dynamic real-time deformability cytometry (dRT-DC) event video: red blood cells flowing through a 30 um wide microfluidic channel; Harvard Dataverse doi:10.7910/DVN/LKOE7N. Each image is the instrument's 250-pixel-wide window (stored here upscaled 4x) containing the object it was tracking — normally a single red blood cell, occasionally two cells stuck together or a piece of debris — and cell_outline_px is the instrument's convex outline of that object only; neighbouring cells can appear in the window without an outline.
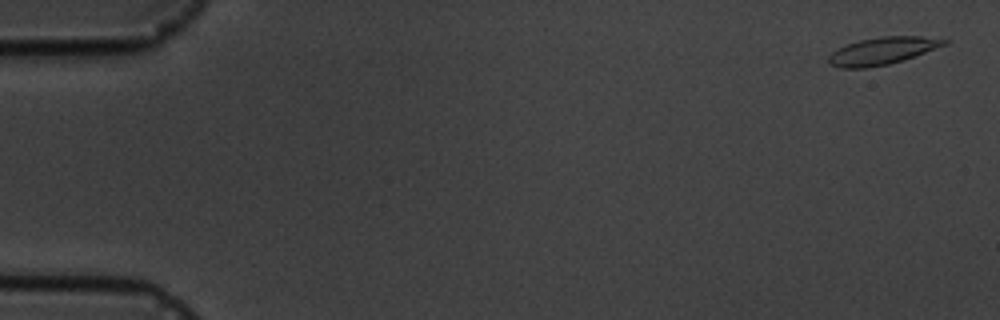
{"species": "common noctule bat (a hibernating species)", "species_latin": "Nyctalus noctula", "temperature_condition": "cold", "stored_images_in_passage": 15, "camera_frame_rate_fps": 3000, "um_per_image_px": 0.085, "animal": {"sex": "male", "body_mass_g": 19.5, "forearm_length_mm": 54.6}, "frame": {"image": 1, "passage_image": 1, "time_ms": 0.0, "image_size_px": [1000, 320], "cell_outline_px": [[952, 40], [948, 44], [904, 60], [888, 64], [868, 68], [840, 68], [828, 64], [828, 56], [836, 48], [860, 40], [880, 36], [920, 36]], "centroid_in_image_um": [75.01, 4.32], "position_along_channel_um": 10.0, "area_um2": 18.61}}
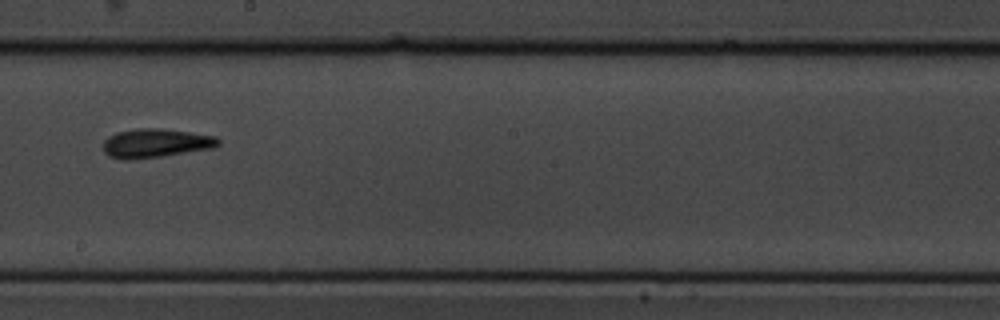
{"frame": {"image": 2, "passage_image": 9, "time_ms": 10.0, "image_size_px": [1000, 320], "cell_outline_px": [[220, 144], [212, 148], [160, 156], [124, 160], [120, 160], [108, 156], [104, 152], [104, 140], [108, 136], [116, 132], [136, 128], [160, 128], [216, 136], [220, 140]], "centroid_in_image_um": [13.19, 12.16], "position_along_channel_um": 235.0, "area_um2": 19.31}}
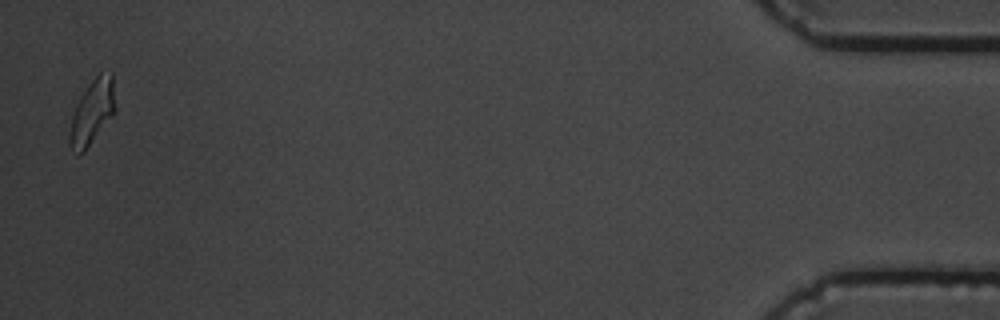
{"frame": {"image": 3, "passage_image": 15, "time_ms": 17.667, "image_size_px": [1000, 320], "cell_outline_px": [[116, 112], [84, 152], [76, 156], [68, 144], [68, 132], [72, 116], [76, 104], [80, 96], [88, 84], [100, 72], [112, 72], [116, 108]], "centroid_in_image_um": [7.83, 9.55], "position_along_channel_um": 427.4, "area_um2": 17.63}, "authors_computed_cell_mechanics": {"area_um2": 18.1492, "velocity_mm_per_s": 3.6344, "shape_relaxation_time_tau1_ms": 3.5518, "shape_relaxation_time_tau2_ms": 2.5766, "deformation_change_tau1": 0.1017, "deformation_change_tau2": 0.0742}}